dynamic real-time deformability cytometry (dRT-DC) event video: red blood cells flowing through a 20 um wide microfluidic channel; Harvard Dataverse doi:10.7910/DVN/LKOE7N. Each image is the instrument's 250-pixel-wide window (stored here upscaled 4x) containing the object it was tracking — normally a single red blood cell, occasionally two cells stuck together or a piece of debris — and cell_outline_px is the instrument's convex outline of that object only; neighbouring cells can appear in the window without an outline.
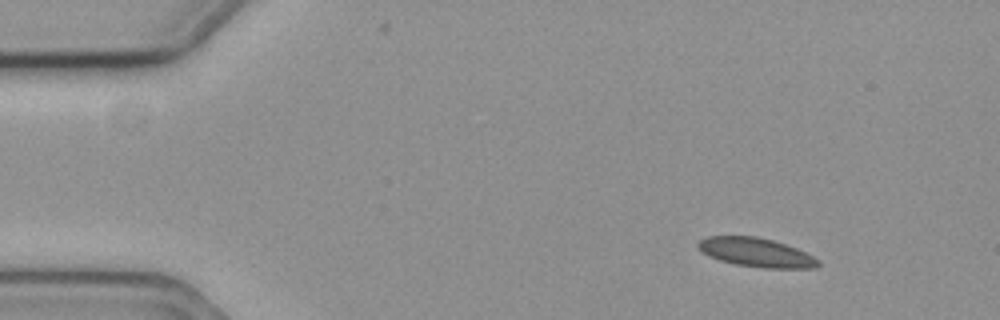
{"species": "common noctule bat (a hibernating species)", "species_latin": "Nyctalus noctula", "temperature_condition": "cold", "stored_images_in_passage": 3, "camera_frame_rate_fps": 3000, "um_per_image_px": 0.085, "animal": {"sex": "female", "body_mass_g": 19.3, "forearm_length_mm": 54.1}, "frame": {"image": 1, "passage_image": 1, "time_ms": 0.0, "image_size_px": [1000, 320], "cell_outline_px": [[820, 264], [816, 268], [764, 268], [736, 264], [720, 260], [708, 256], [700, 252], [696, 244], [700, 240], [708, 236], [756, 236], [772, 240], [796, 248], [820, 260]], "centroid_in_image_um": [64.24, 21.46], "position_along_channel_um": 20.8, "area_um2": 20.23}}